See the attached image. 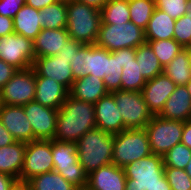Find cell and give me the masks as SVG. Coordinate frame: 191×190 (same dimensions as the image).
Returning a JSON list of instances; mask_svg holds the SVG:
<instances>
[{"instance_id": "37", "label": "cell", "mask_w": 191, "mask_h": 190, "mask_svg": "<svg viewBox=\"0 0 191 190\" xmlns=\"http://www.w3.org/2000/svg\"><path fill=\"white\" fill-rule=\"evenodd\" d=\"M173 39L184 48L191 46V20L188 16L183 15L175 20Z\"/></svg>"}, {"instance_id": "46", "label": "cell", "mask_w": 191, "mask_h": 190, "mask_svg": "<svg viewBox=\"0 0 191 190\" xmlns=\"http://www.w3.org/2000/svg\"><path fill=\"white\" fill-rule=\"evenodd\" d=\"M181 143L191 149V120L183 122Z\"/></svg>"}, {"instance_id": "5", "label": "cell", "mask_w": 191, "mask_h": 190, "mask_svg": "<svg viewBox=\"0 0 191 190\" xmlns=\"http://www.w3.org/2000/svg\"><path fill=\"white\" fill-rule=\"evenodd\" d=\"M152 154L145 128L125 129L114 134L112 164L125 167Z\"/></svg>"}, {"instance_id": "23", "label": "cell", "mask_w": 191, "mask_h": 190, "mask_svg": "<svg viewBox=\"0 0 191 190\" xmlns=\"http://www.w3.org/2000/svg\"><path fill=\"white\" fill-rule=\"evenodd\" d=\"M107 93L103 79L94 75L76 79L69 91V95L73 98L94 104Z\"/></svg>"}, {"instance_id": "15", "label": "cell", "mask_w": 191, "mask_h": 190, "mask_svg": "<svg viewBox=\"0 0 191 190\" xmlns=\"http://www.w3.org/2000/svg\"><path fill=\"white\" fill-rule=\"evenodd\" d=\"M70 64V61L55 55L36 57L32 67L35 77L52 78L70 91L74 82Z\"/></svg>"}, {"instance_id": "26", "label": "cell", "mask_w": 191, "mask_h": 190, "mask_svg": "<svg viewBox=\"0 0 191 190\" xmlns=\"http://www.w3.org/2000/svg\"><path fill=\"white\" fill-rule=\"evenodd\" d=\"M175 19L155 8L147 27L144 30L145 40L173 39Z\"/></svg>"}, {"instance_id": "43", "label": "cell", "mask_w": 191, "mask_h": 190, "mask_svg": "<svg viewBox=\"0 0 191 190\" xmlns=\"http://www.w3.org/2000/svg\"><path fill=\"white\" fill-rule=\"evenodd\" d=\"M14 33L13 18L0 15V37Z\"/></svg>"}, {"instance_id": "34", "label": "cell", "mask_w": 191, "mask_h": 190, "mask_svg": "<svg viewBox=\"0 0 191 190\" xmlns=\"http://www.w3.org/2000/svg\"><path fill=\"white\" fill-rule=\"evenodd\" d=\"M146 84V79L140 72L136 59L123 66L121 75V90L141 91Z\"/></svg>"}, {"instance_id": "16", "label": "cell", "mask_w": 191, "mask_h": 190, "mask_svg": "<svg viewBox=\"0 0 191 190\" xmlns=\"http://www.w3.org/2000/svg\"><path fill=\"white\" fill-rule=\"evenodd\" d=\"M176 87L177 85L164 73L146 81L141 93L153 116L161 113L165 102Z\"/></svg>"}, {"instance_id": "25", "label": "cell", "mask_w": 191, "mask_h": 190, "mask_svg": "<svg viewBox=\"0 0 191 190\" xmlns=\"http://www.w3.org/2000/svg\"><path fill=\"white\" fill-rule=\"evenodd\" d=\"M14 33L34 40L43 29L41 12L31 6L23 5L13 18Z\"/></svg>"}, {"instance_id": "22", "label": "cell", "mask_w": 191, "mask_h": 190, "mask_svg": "<svg viewBox=\"0 0 191 190\" xmlns=\"http://www.w3.org/2000/svg\"><path fill=\"white\" fill-rule=\"evenodd\" d=\"M70 39L66 28H43L33 40L36 57L55 56Z\"/></svg>"}, {"instance_id": "48", "label": "cell", "mask_w": 191, "mask_h": 190, "mask_svg": "<svg viewBox=\"0 0 191 190\" xmlns=\"http://www.w3.org/2000/svg\"><path fill=\"white\" fill-rule=\"evenodd\" d=\"M57 2L56 0H25V4L37 10H41L46 6Z\"/></svg>"}, {"instance_id": "40", "label": "cell", "mask_w": 191, "mask_h": 190, "mask_svg": "<svg viewBox=\"0 0 191 190\" xmlns=\"http://www.w3.org/2000/svg\"><path fill=\"white\" fill-rule=\"evenodd\" d=\"M25 0H0V15L14 18Z\"/></svg>"}, {"instance_id": "7", "label": "cell", "mask_w": 191, "mask_h": 190, "mask_svg": "<svg viewBox=\"0 0 191 190\" xmlns=\"http://www.w3.org/2000/svg\"><path fill=\"white\" fill-rule=\"evenodd\" d=\"M163 157L150 154L123 167L126 176L125 190H150L164 174Z\"/></svg>"}, {"instance_id": "2", "label": "cell", "mask_w": 191, "mask_h": 190, "mask_svg": "<svg viewBox=\"0 0 191 190\" xmlns=\"http://www.w3.org/2000/svg\"><path fill=\"white\" fill-rule=\"evenodd\" d=\"M75 144L79 163L87 175L101 166L112 164L114 134L94 128Z\"/></svg>"}, {"instance_id": "28", "label": "cell", "mask_w": 191, "mask_h": 190, "mask_svg": "<svg viewBox=\"0 0 191 190\" xmlns=\"http://www.w3.org/2000/svg\"><path fill=\"white\" fill-rule=\"evenodd\" d=\"M136 61L139 64L140 72L146 81L163 73V67L160 64L159 59L147 42L136 48Z\"/></svg>"}, {"instance_id": "14", "label": "cell", "mask_w": 191, "mask_h": 190, "mask_svg": "<svg viewBox=\"0 0 191 190\" xmlns=\"http://www.w3.org/2000/svg\"><path fill=\"white\" fill-rule=\"evenodd\" d=\"M33 129L34 140H52L55 136L58 110L31 101L23 105Z\"/></svg>"}, {"instance_id": "42", "label": "cell", "mask_w": 191, "mask_h": 190, "mask_svg": "<svg viewBox=\"0 0 191 190\" xmlns=\"http://www.w3.org/2000/svg\"><path fill=\"white\" fill-rule=\"evenodd\" d=\"M17 70L0 59V89L14 76Z\"/></svg>"}, {"instance_id": "1", "label": "cell", "mask_w": 191, "mask_h": 190, "mask_svg": "<svg viewBox=\"0 0 191 190\" xmlns=\"http://www.w3.org/2000/svg\"><path fill=\"white\" fill-rule=\"evenodd\" d=\"M96 128L94 103L68 95L58 110L54 140L76 143L87 131Z\"/></svg>"}, {"instance_id": "41", "label": "cell", "mask_w": 191, "mask_h": 190, "mask_svg": "<svg viewBox=\"0 0 191 190\" xmlns=\"http://www.w3.org/2000/svg\"><path fill=\"white\" fill-rule=\"evenodd\" d=\"M83 44L80 42H77L73 39H69L65 46L62 47V50L57 54L61 58H64L65 60L72 61L75 54L78 52L79 48Z\"/></svg>"}, {"instance_id": "47", "label": "cell", "mask_w": 191, "mask_h": 190, "mask_svg": "<svg viewBox=\"0 0 191 190\" xmlns=\"http://www.w3.org/2000/svg\"><path fill=\"white\" fill-rule=\"evenodd\" d=\"M17 181L10 175L0 173V190H10L12 185Z\"/></svg>"}, {"instance_id": "21", "label": "cell", "mask_w": 191, "mask_h": 190, "mask_svg": "<svg viewBox=\"0 0 191 190\" xmlns=\"http://www.w3.org/2000/svg\"><path fill=\"white\" fill-rule=\"evenodd\" d=\"M169 120H191V96L185 85H177L158 115Z\"/></svg>"}, {"instance_id": "55", "label": "cell", "mask_w": 191, "mask_h": 190, "mask_svg": "<svg viewBox=\"0 0 191 190\" xmlns=\"http://www.w3.org/2000/svg\"><path fill=\"white\" fill-rule=\"evenodd\" d=\"M56 1L68 3L70 0H56Z\"/></svg>"}, {"instance_id": "9", "label": "cell", "mask_w": 191, "mask_h": 190, "mask_svg": "<svg viewBox=\"0 0 191 190\" xmlns=\"http://www.w3.org/2000/svg\"><path fill=\"white\" fill-rule=\"evenodd\" d=\"M122 115L125 129L145 128L152 119L141 91L117 90L111 92Z\"/></svg>"}, {"instance_id": "10", "label": "cell", "mask_w": 191, "mask_h": 190, "mask_svg": "<svg viewBox=\"0 0 191 190\" xmlns=\"http://www.w3.org/2000/svg\"><path fill=\"white\" fill-rule=\"evenodd\" d=\"M145 129L151 152L163 157L174 145L181 143L183 122L153 116Z\"/></svg>"}, {"instance_id": "50", "label": "cell", "mask_w": 191, "mask_h": 190, "mask_svg": "<svg viewBox=\"0 0 191 190\" xmlns=\"http://www.w3.org/2000/svg\"><path fill=\"white\" fill-rule=\"evenodd\" d=\"M150 190H171V187L167 181L166 176L164 175L160 182L157 183L154 187H152Z\"/></svg>"}, {"instance_id": "31", "label": "cell", "mask_w": 191, "mask_h": 190, "mask_svg": "<svg viewBox=\"0 0 191 190\" xmlns=\"http://www.w3.org/2000/svg\"><path fill=\"white\" fill-rule=\"evenodd\" d=\"M102 23H126L130 21L128 0H109L100 10Z\"/></svg>"}, {"instance_id": "11", "label": "cell", "mask_w": 191, "mask_h": 190, "mask_svg": "<svg viewBox=\"0 0 191 190\" xmlns=\"http://www.w3.org/2000/svg\"><path fill=\"white\" fill-rule=\"evenodd\" d=\"M36 91L33 67L17 70L14 76L0 89V104L23 106L34 101Z\"/></svg>"}, {"instance_id": "12", "label": "cell", "mask_w": 191, "mask_h": 190, "mask_svg": "<svg viewBox=\"0 0 191 190\" xmlns=\"http://www.w3.org/2000/svg\"><path fill=\"white\" fill-rule=\"evenodd\" d=\"M36 55L33 40L12 33L0 37V59L18 70L33 66Z\"/></svg>"}, {"instance_id": "35", "label": "cell", "mask_w": 191, "mask_h": 190, "mask_svg": "<svg viewBox=\"0 0 191 190\" xmlns=\"http://www.w3.org/2000/svg\"><path fill=\"white\" fill-rule=\"evenodd\" d=\"M191 159V149L179 143L174 145L164 156V166L183 169Z\"/></svg>"}, {"instance_id": "39", "label": "cell", "mask_w": 191, "mask_h": 190, "mask_svg": "<svg viewBox=\"0 0 191 190\" xmlns=\"http://www.w3.org/2000/svg\"><path fill=\"white\" fill-rule=\"evenodd\" d=\"M70 63L74 81L86 76L87 44H83L79 48L78 52L75 54Z\"/></svg>"}, {"instance_id": "30", "label": "cell", "mask_w": 191, "mask_h": 190, "mask_svg": "<svg viewBox=\"0 0 191 190\" xmlns=\"http://www.w3.org/2000/svg\"><path fill=\"white\" fill-rule=\"evenodd\" d=\"M41 26L45 29L67 27V3L57 1L40 10Z\"/></svg>"}, {"instance_id": "17", "label": "cell", "mask_w": 191, "mask_h": 190, "mask_svg": "<svg viewBox=\"0 0 191 190\" xmlns=\"http://www.w3.org/2000/svg\"><path fill=\"white\" fill-rule=\"evenodd\" d=\"M0 121L16 141H34L33 129L23 106L0 104Z\"/></svg>"}, {"instance_id": "6", "label": "cell", "mask_w": 191, "mask_h": 190, "mask_svg": "<svg viewBox=\"0 0 191 190\" xmlns=\"http://www.w3.org/2000/svg\"><path fill=\"white\" fill-rule=\"evenodd\" d=\"M145 33L135 23L105 24L101 22L96 45L112 52L115 50L134 48L144 44Z\"/></svg>"}, {"instance_id": "8", "label": "cell", "mask_w": 191, "mask_h": 190, "mask_svg": "<svg viewBox=\"0 0 191 190\" xmlns=\"http://www.w3.org/2000/svg\"><path fill=\"white\" fill-rule=\"evenodd\" d=\"M54 171L77 188H87L88 175L78 160L76 144L52 139Z\"/></svg>"}, {"instance_id": "13", "label": "cell", "mask_w": 191, "mask_h": 190, "mask_svg": "<svg viewBox=\"0 0 191 190\" xmlns=\"http://www.w3.org/2000/svg\"><path fill=\"white\" fill-rule=\"evenodd\" d=\"M51 171H54L52 140H34L26 143L20 181H28L36 175Z\"/></svg>"}, {"instance_id": "45", "label": "cell", "mask_w": 191, "mask_h": 190, "mask_svg": "<svg viewBox=\"0 0 191 190\" xmlns=\"http://www.w3.org/2000/svg\"><path fill=\"white\" fill-rule=\"evenodd\" d=\"M16 142L15 138L9 133L0 121V147L11 145Z\"/></svg>"}, {"instance_id": "20", "label": "cell", "mask_w": 191, "mask_h": 190, "mask_svg": "<svg viewBox=\"0 0 191 190\" xmlns=\"http://www.w3.org/2000/svg\"><path fill=\"white\" fill-rule=\"evenodd\" d=\"M36 91L34 101L49 108L59 110L66 101L69 91L60 83L47 77H35Z\"/></svg>"}, {"instance_id": "54", "label": "cell", "mask_w": 191, "mask_h": 190, "mask_svg": "<svg viewBox=\"0 0 191 190\" xmlns=\"http://www.w3.org/2000/svg\"><path fill=\"white\" fill-rule=\"evenodd\" d=\"M190 93V96H191V79L186 83L185 85Z\"/></svg>"}, {"instance_id": "49", "label": "cell", "mask_w": 191, "mask_h": 190, "mask_svg": "<svg viewBox=\"0 0 191 190\" xmlns=\"http://www.w3.org/2000/svg\"><path fill=\"white\" fill-rule=\"evenodd\" d=\"M77 2L84 3L88 6L94 7L98 10H101L103 6L109 1V0H75Z\"/></svg>"}, {"instance_id": "19", "label": "cell", "mask_w": 191, "mask_h": 190, "mask_svg": "<svg viewBox=\"0 0 191 190\" xmlns=\"http://www.w3.org/2000/svg\"><path fill=\"white\" fill-rule=\"evenodd\" d=\"M126 176L122 167L115 164L101 166L87 177L89 190H125Z\"/></svg>"}, {"instance_id": "38", "label": "cell", "mask_w": 191, "mask_h": 190, "mask_svg": "<svg viewBox=\"0 0 191 190\" xmlns=\"http://www.w3.org/2000/svg\"><path fill=\"white\" fill-rule=\"evenodd\" d=\"M187 0H155L156 8L167 13L173 19H179L186 13Z\"/></svg>"}, {"instance_id": "56", "label": "cell", "mask_w": 191, "mask_h": 190, "mask_svg": "<svg viewBox=\"0 0 191 190\" xmlns=\"http://www.w3.org/2000/svg\"><path fill=\"white\" fill-rule=\"evenodd\" d=\"M77 190H89L88 188H78Z\"/></svg>"}, {"instance_id": "36", "label": "cell", "mask_w": 191, "mask_h": 190, "mask_svg": "<svg viewBox=\"0 0 191 190\" xmlns=\"http://www.w3.org/2000/svg\"><path fill=\"white\" fill-rule=\"evenodd\" d=\"M164 174L171 190H191V178L185 170L173 167H164Z\"/></svg>"}, {"instance_id": "52", "label": "cell", "mask_w": 191, "mask_h": 190, "mask_svg": "<svg viewBox=\"0 0 191 190\" xmlns=\"http://www.w3.org/2000/svg\"><path fill=\"white\" fill-rule=\"evenodd\" d=\"M186 13L185 15L189 17V19L191 20V0H187L186 3Z\"/></svg>"}, {"instance_id": "33", "label": "cell", "mask_w": 191, "mask_h": 190, "mask_svg": "<svg viewBox=\"0 0 191 190\" xmlns=\"http://www.w3.org/2000/svg\"><path fill=\"white\" fill-rule=\"evenodd\" d=\"M146 42L150 45L163 68L184 49L175 39L146 40Z\"/></svg>"}, {"instance_id": "18", "label": "cell", "mask_w": 191, "mask_h": 190, "mask_svg": "<svg viewBox=\"0 0 191 190\" xmlns=\"http://www.w3.org/2000/svg\"><path fill=\"white\" fill-rule=\"evenodd\" d=\"M96 128L112 134L120 133L124 128L122 115L112 93L108 92L94 104Z\"/></svg>"}, {"instance_id": "24", "label": "cell", "mask_w": 191, "mask_h": 190, "mask_svg": "<svg viewBox=\"0 0 191 190\" xmlns=\"http://www.w3.org/2000/svg\"><path fill=\"white\" fill-rule=\"evenodd\" d=\"M26 143L16 141L11 145L0 147V173L20 180L24 164Z\"/></svg>"}, {"instance_id": "51", "label": "cell", "mask_w": 191, "mask_h": 190, "mask_svg": "<svg viewBox=\"0 0 191 190\" xmlns=\"http://www.w3.org/2000/svg\"><path fill=\"white\" fill-rule=\"evenodd\" d=\"M10 190H31L30 184L27 181L17 180Z\"/></svg>"}, {"instance_id": "27", "label": "cell", "mask_w": 191, "mask_h": 190, "mask_svg": "<svg viewBox=\"0 0 191 190\" xmlns=\"http://www.w3.org/2000/svg\"><path fill=\"white\" fill-rule=\"evenodd\" d=\"M163 73L176 85H186L191 79L190 48L182 49L172 61L163 68Z\"/></svg>"}, {"instance_id": "32", "label": "cell", "mask_w": 191, "mask_h": 190, "mask_svg": "<svg viewBox=\"0 0 191 190\" xmlns=\"http://www.w3.org/2000/svg\"><path fill=\"white\" fill-rule=\"evenodd\" d=\"M130 21L145 30L156 8L155 0H128Z\"/></svg>"}, {"instance_id": "44", "label": "cell", "mask_w": 191, "mask_h": 190, "mask_svg": "<svg viewBox=\"0 0 191 190\" xmlns=\"http://www.w3.org/2000/svg\"><path fill=\"white\" fill-rule=\"evenodd\" d=\"M115 52L120 55V63L122 68L127 62L136 59V49L134 48L115 50Z\"/></svg>"}, {"instance_id": "4", "label": "cell", "mask_w": 191, "mask_h": 190, "mask_svg": "<svg viewBox=\"0 0 191 190\" xmlns=\"http://www.w3.org/2000/svg\"><path fill=\"white\" fill-rule=\"evenodd\" d=\"M122 70L120 55L115 51L87 44L86 76L94 75L103 79L106 90L111 93L121 90Z\"/></svg>"}, {"instance_id": "29", "label": "cell", "mask_w": 191, "mask_h": 190, "mask_svg": "<svg viewBox=\"0 0 191 190\" xmlns=\"http://www.w3.org/2000/svg\"><path fill=\"white\" fill-rule=\"evenodd\" d=\"M31 190H77L73 184L67 182L58 172L51 171L36 175L27 181Z\"/></svg>"}, {"instance_id": "3", "label": "cell", "mask_w": 191, "mask_h": 190, "mask_svg": "<svg viewBox=\"0 0 191 190\" xmlns=\"http://www.w3.org/2000/svg\"><path fill=\"white\" fill-rule=\"evenodd\" d=\"M100 10L70 0L67 3V32L70 39L82 44H95L101 25Z\"/></svg>"}, {"instance_id": "53", "label": "cell", "mask_w": 191, "mask_h": 190, "mask_svg": "<svg viewBox=\"0 0 191 190\" xmlns=\"http://www.w3.org/2000/svg\"><path fill=\"white\" fill-rule=\"evenodd\" d=\"M187 175L191 178V159L189 160L187 166L184 168Z\"/></svg>"}]
</instances>
